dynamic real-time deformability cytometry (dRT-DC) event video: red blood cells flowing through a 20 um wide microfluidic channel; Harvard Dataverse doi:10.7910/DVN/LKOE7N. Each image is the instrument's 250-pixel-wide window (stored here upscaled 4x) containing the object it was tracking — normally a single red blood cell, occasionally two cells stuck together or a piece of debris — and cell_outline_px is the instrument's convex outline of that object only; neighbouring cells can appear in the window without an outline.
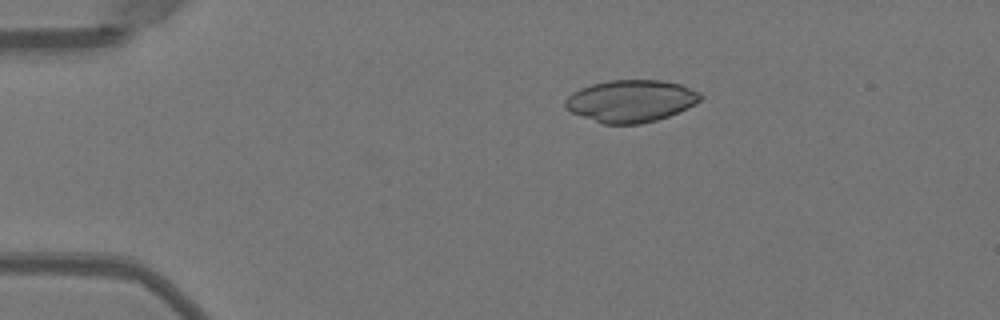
{"species": "Egyptian fruit bat (a non-hibernating species)", "species_latin": "Rousettus aegyptiacus", "temperature_condition": "warm", "stored_images_in_passage": 42, "camera_frame_rate_fps": 3000, "um_per_image_px": 0.085, "animal": {"sex": "female"}, "frame": {"image": 1, "passage_image": 1, "time_ms": 0.0, "image_size_px": [1000, 320], "cell_outline_px": [[704, 96], [696, 104], [668, 116], [656, 120], [640, 124], [604, 124], [572, 112], [564, 108], [564, 100], [572, 92], [580, 88], [592, 84], [608, 80], [664, 80], [680, 84], [700, 92]], "centroid_in_image_um": [53.63, 8.57], "position_along_channel_um": 31.4, "area_um2": 33.29}}
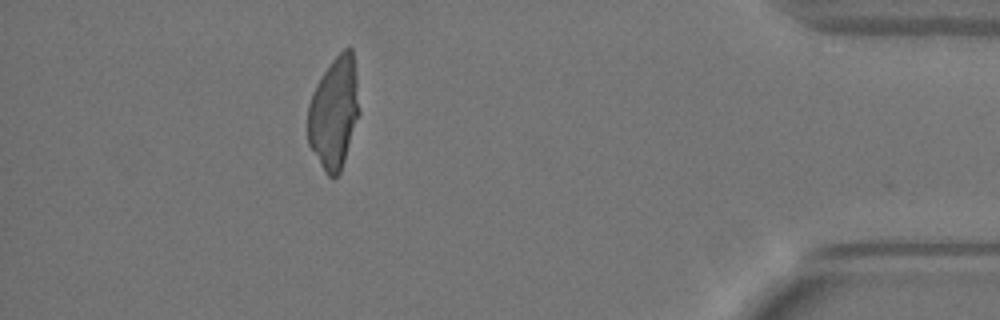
{"frame": {"image": 2, "passage_image": 37, "time_ms": 12.0, "image_size_px": [1000, 320], "cell_outline_px": [[360, 112], [340, 172], [336, 176], [328, 176], [324, 172], [308, 144], [308, 104], [316, 84], [332, 60], [344, 48], [352, 48], [356, 76]], "centroid_in_image_um": [28.38, 9.59], "position_along_channel_um": 406.8, "area_um2": 33.29}}